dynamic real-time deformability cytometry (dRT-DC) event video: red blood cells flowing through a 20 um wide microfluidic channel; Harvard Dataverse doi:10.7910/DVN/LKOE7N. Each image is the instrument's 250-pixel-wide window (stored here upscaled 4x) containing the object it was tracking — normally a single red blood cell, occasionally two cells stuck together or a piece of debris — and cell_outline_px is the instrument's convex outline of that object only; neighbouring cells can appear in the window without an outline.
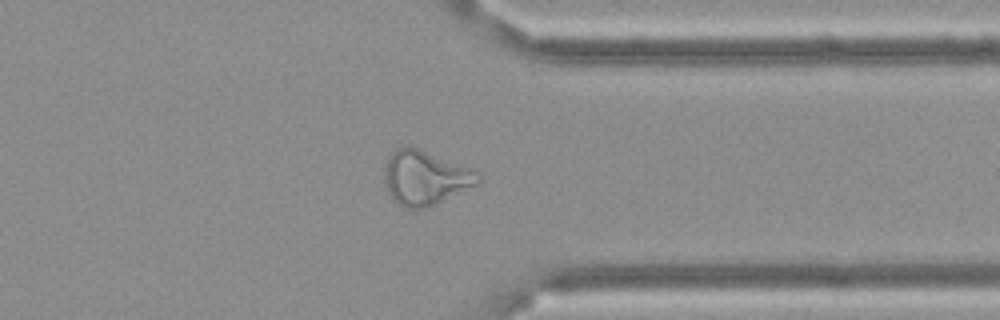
{"species": "Egyptian fruit bat (a non-hibernating species)", "species_latin": "Rousettus aegyptiacus", "temperature_condition": "cold", "stored_images_in_passage": 56, "camera_frame_rate_fps": 3000, "um_per_image_px": 0.085, "frame": {"image": 1, "passage_image": 44, "time_ms": 14.333, "image_size_px": [1000, 320], "cell_outline_px": [[480, 180], [476, 184], [424, 208], [404, 208], [388, 192], [384, 176], [384, 164], [392, 152], [396, 148], [404, 144], [412, 144], [472, 168], [480, 176]], "centroid_in_image_um": [36.1, 15.02], "position_along_channel_um": 375.3, "area_um2": 29.59}}
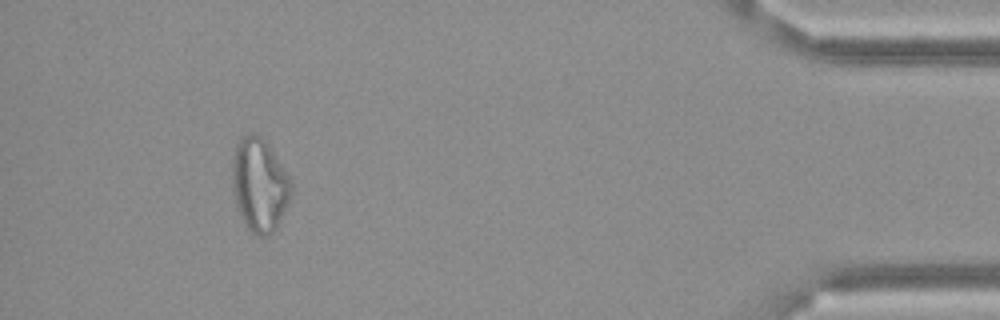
{"frame": {"image": 2, "passage_image": 52, "time_ms": 17.0, "image_size_px": [1000, 320], "cell_outline_px": [[292, 196], [276, 228], [272, 232], [264, 236], [256, 236], [248, 228], [240, 216], [236, 204], [232, 188], [232, 160], [236, 144], [248, 132], [252, 132], [260, 136], [268, 144], [292, 180]], "centroid_in_image_um": [22.06, 15.71], "position_along_channel_um": 413.1, "area_um2": 32.19}}